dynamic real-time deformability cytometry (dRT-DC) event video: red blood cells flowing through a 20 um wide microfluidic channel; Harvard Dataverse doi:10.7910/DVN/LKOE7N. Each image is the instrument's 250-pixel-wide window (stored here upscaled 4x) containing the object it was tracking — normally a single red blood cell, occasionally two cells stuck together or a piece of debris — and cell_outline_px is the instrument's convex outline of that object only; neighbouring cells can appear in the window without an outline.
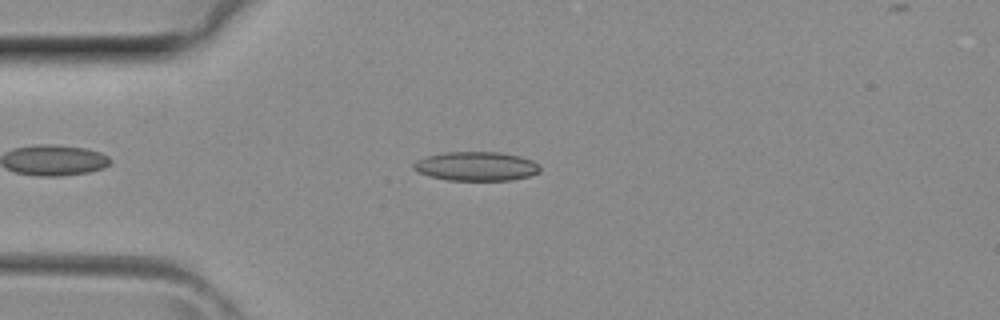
{"species": "common noctule bat (a hibernating species)", "species_latin": "Nyctalus noctula", "temperature_condition": "room temperature", "stored_images_in_passage": 36, "camera_frame_rate_fps": 3000, "um_per_image_px": 0.085, "animal": {"sex": "female", "body_mass_g": 29.2, "forearm_length_mm": 56.3}, "frame": {"image": 1, "passage_image": 6, "time_ms": 1.667, "image_size_px": [1000, 320], "cell_outline_px": [[540, 172], [528, 176], [512, 180], [448, 180], [432, 176], [420, 172], [412, 168], [412, 164], [416, 160], [428, 156], [444, 152], [500, 152], [520, 156], [532, 160], [540, 168]], "centroid_in_image_um": [40.48, 14.12], "position_along_channel_um": 44.5, "area_um2": 21.27}}
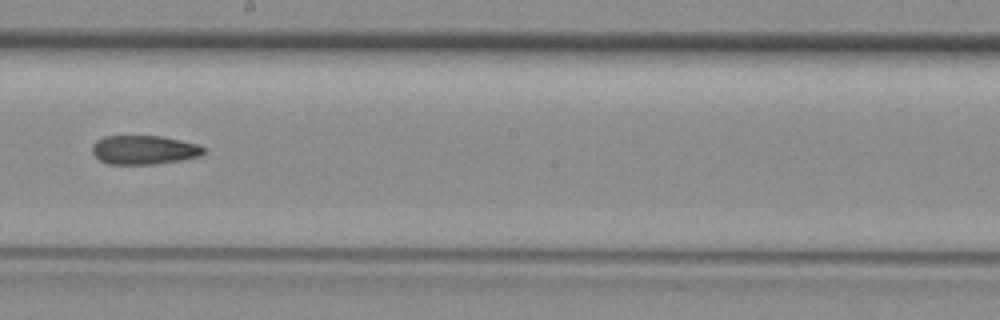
{"frame": {"image": 2, "passage_image": 18, "time_ms": 5.667, "image_size_px": [1000, 320], "cell_outline_px": [[208, 152], [200, 156], [180, 160], [156, 164], [108, 164], [100, 160], [92, 152], [92, 144], [96, 140], [104, 136], [160, 136], [200, 144]], "centroid_in_image_um": [12.26, 12.74], "position_along_channel_um": 235.9, "area_um2": 18.96}}
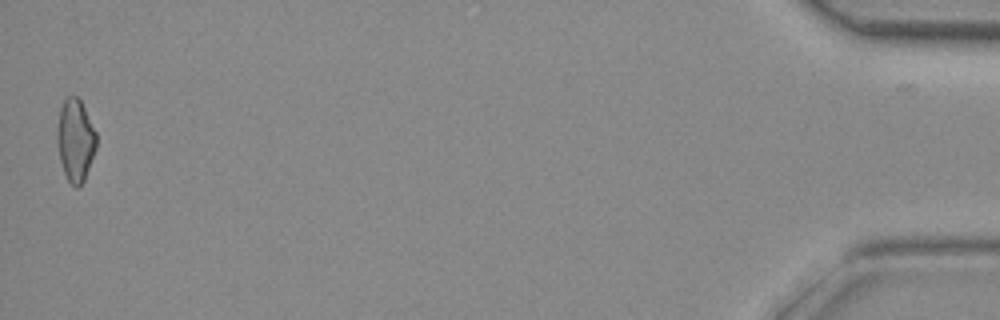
{"frame": {"image": 3, "passage_image": 35, "time_ms": 11.333, "image_size_px": [1000, 320], "cell_outline_px": [[96, 148], [84, 180], [76, 188], [68, 180], [64, 172], [60, 160], [56, 144], [56, 128], [60, 108], [64, 100], [68, 96], [76, 96], [80, 100], [96, 132]], "centroid_in_image_um": [6.38, 11.9], "position_along_channel_um": 428.8, "area_um2": 18.73}}